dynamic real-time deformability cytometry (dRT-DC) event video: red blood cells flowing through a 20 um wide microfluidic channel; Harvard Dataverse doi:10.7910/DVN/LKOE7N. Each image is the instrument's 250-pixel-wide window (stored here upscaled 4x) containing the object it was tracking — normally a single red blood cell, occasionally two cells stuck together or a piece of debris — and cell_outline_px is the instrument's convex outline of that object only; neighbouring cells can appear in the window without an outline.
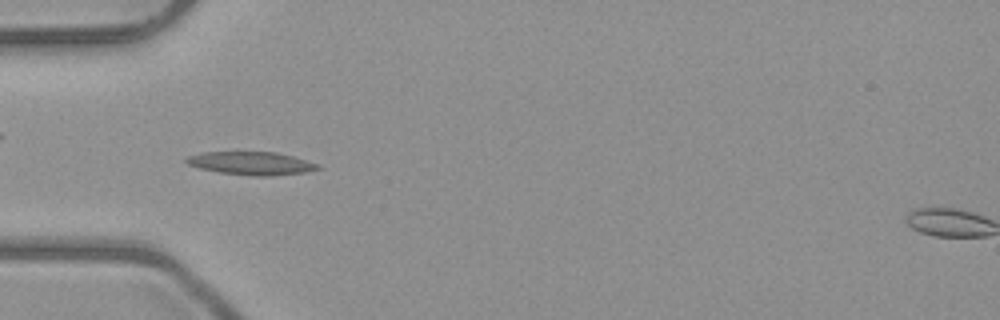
{"species": "common noctule bat (a hibernating species)", "species_latin": "Nyctalus noctula", "temperature_condition": "room temperature", "stored_images_in_passage": 9, "camera_frame_rate_fps": 3000, "um_per_image_px": 0.085, "animal": {"sex": "male", "body_mass_g": 23.1, "forearm_length_mm": 52.7}, "frame": {"image": 1, "passage_image": 6, "time_ms": 5.667, "image_size_px": [1000, 320], "cell_outline_px": [[320, 168], [304, 172], [272, 176], [252, 176], [220, 172], [200, 168], [188, 164], [184, 160], [188, 156], [204, 152], [276, 152], [292, 156], [320, 164]], "centroid_in_image_um": [21.37, 13.88], "position_along_channel_um": 63.6, "area_um2": 17.57}}
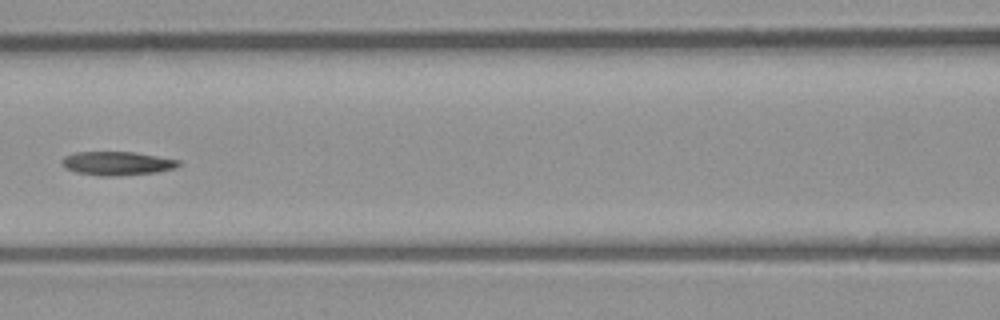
{"frame": {"image": 2, "passage_image": 8, "time_ms": 8.0, "image_size_px": [1000, 320], "cell_outline_px": [[180, 164], [176, 168], [156, 172], [116, 176], [100, 176], [76, 172], [64, 168], [60, 164], [60, 160], [64, 156], [76, 152], [132, 152], [180, 160]], "centroid_in_image_um": [9.9, 13.89], "position_along_channel_um": 156.7, "area_um2": 16.18}}
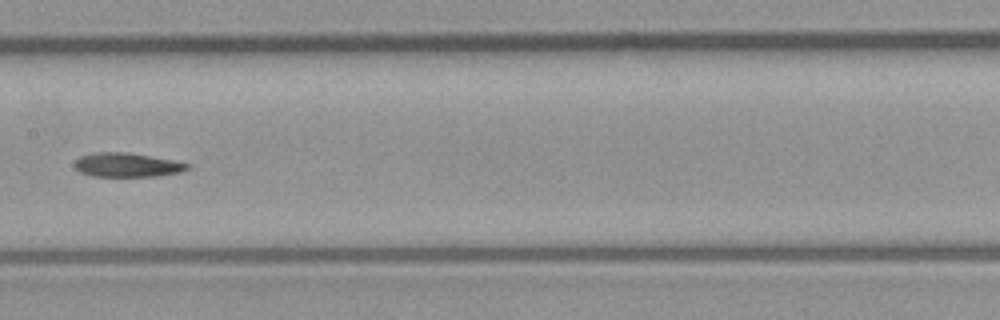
{"frame": {"image": 3, "passage_image": 9, "time_ms": 9.0, "image_size_px": [1000, 320], "cell_outline_px": [[188, 168], [180, 172], [156, 176], [92, 176], [80, 172], [76, 168], [76, 160], [80, 156], [100, 152], [124, 152], [172, 160], [188, 164]], "centroid_in_image_um": [10.77, 14.03], "position_along_channel_um": 196.6, "area_um2": 15.37}}